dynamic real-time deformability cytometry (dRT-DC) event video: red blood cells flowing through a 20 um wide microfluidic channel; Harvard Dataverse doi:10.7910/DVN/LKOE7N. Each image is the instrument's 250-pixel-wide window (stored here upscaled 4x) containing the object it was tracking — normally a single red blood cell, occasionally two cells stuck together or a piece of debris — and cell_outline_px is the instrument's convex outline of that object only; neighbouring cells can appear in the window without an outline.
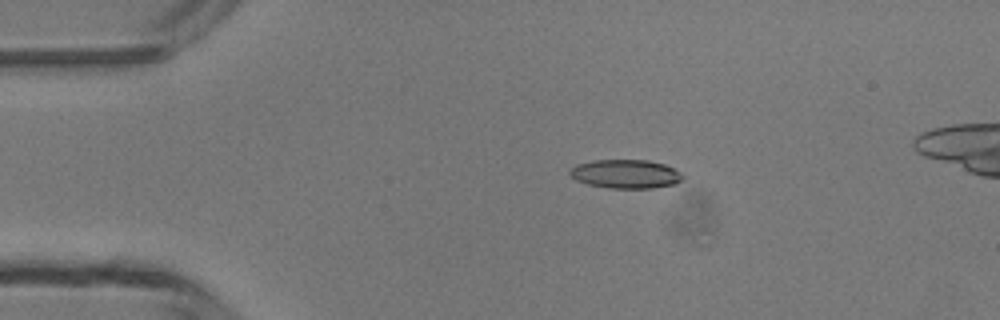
{"species": "common noctule bat (a hibernating species)", "species_latin": "Nyctalus noctula", "temperature_condition": "room temperature", "stored_images_in_passage": 5, "camera_frame_rate_fps": 3000, "um_per_image_px": 0.085, "animal": {"sex": "male", "body_mass_g": 13.3}, "frame": {"image": 1, "passage_image": 3, "time_ms": 2.333, "image_size_px": [1000, 320], "cell_outline_px": [[684, 176], [676, 184], [652, 188], [608, 188], [588, 184], [576, 180], [568, 172], [576, 164], [592, 160], [648, 160], [664, 164], [680, 172]], "centroid_in_image_um": [53.17, 14.78], "position_along_channel_um": 31.8, "area_um2": 18.9}}